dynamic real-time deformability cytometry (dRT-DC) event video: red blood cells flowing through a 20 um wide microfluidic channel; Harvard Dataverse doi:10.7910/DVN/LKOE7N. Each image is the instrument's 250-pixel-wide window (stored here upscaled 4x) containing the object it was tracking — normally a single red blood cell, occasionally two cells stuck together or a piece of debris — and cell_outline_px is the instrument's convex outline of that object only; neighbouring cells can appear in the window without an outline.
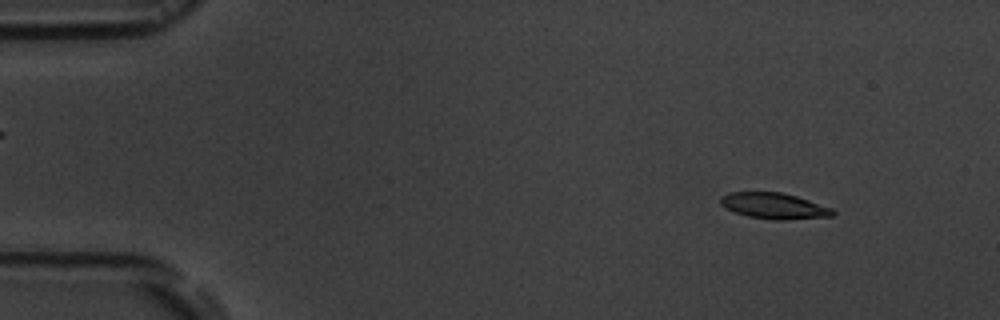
{"species": "common noctule bat (a hibernating species)", "species_latin": "Nyctalus noctula", "temperature_condition": "room temperature", "stored_images_in_passage": 4, "camera_frame_rate_fps": 3000, "um_per_image_px": 0.085, "animal": {"sex": "male", "body_mass_g": 19.5, "forearm_length_mm": 54.6}, "frame": {"image": 1, "passage_image": 1, "time_ms": 0.0, "image_size_px": [1000, 320], "cell_outline_px": [[836, 212], [832, 216], [788, 220], [772, 220], [748, 216], [724, 208], [720, 204], [720, 196], [728, 192], [780, 192], [796, 196], [832, 208]], "centroid_in_image_um": [65.77, 17.5], "position_along_channel_um": 19.2, "area_um2": 17.05}}
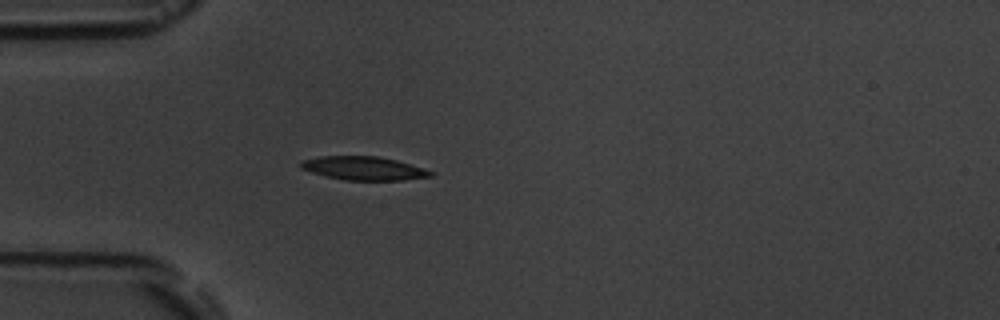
{"frame": {"image": 2, "passage_image": 4, "time_ms": 3.333, "image_size_px": [1000, 320], "cell_outline_px": [[432, 176], [404, 180], [344, 180], [324, 176], [300, 168], [300, 160], [320, 156], [376, 156], [396, 160], [424, 168], [432, 172]], "centroid_in_image_um": [30.87, 14.3], "position_along_channel_um": 54.1, "area_um2": 17.8}}